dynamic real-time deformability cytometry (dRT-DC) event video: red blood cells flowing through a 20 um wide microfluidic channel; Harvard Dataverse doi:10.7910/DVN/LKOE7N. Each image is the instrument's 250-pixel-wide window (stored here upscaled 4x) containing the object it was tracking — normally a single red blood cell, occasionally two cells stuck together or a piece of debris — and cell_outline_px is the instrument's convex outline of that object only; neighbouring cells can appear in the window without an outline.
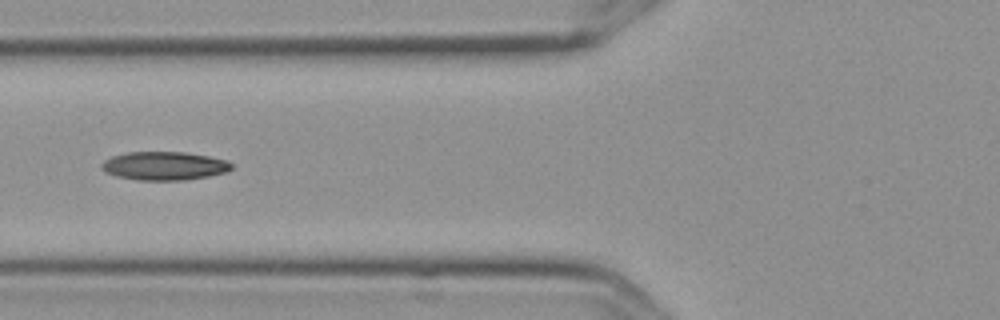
{"species": "Egyptian fruit bat (a non-hibernating species)", "species_latin": "Rousettus aegyptiacus", "temperature_condition": "cold", "stored_images_in_passage": 9, "camera_frame_rate_fps": 3000, "um_per_image_px": 0.085, "frame": {"image": 1, "passage_image": 6, "time_ms": 1.667, "image_size_px": [1000, 320], "cell_outline_px": [[232, 168], [228, 172], [208, 176], [184, 180], [136, 180], [116, 176], [100, 168], [100, 164], [104, 160], [112, 156], [128, 152], [184, 152], [208, 156], [228, 160], [232, 164]], "centroid_in_image_um": [13.97, 14.1], "position_along_channel_um": 111.8, "area_um2": 21.62}}
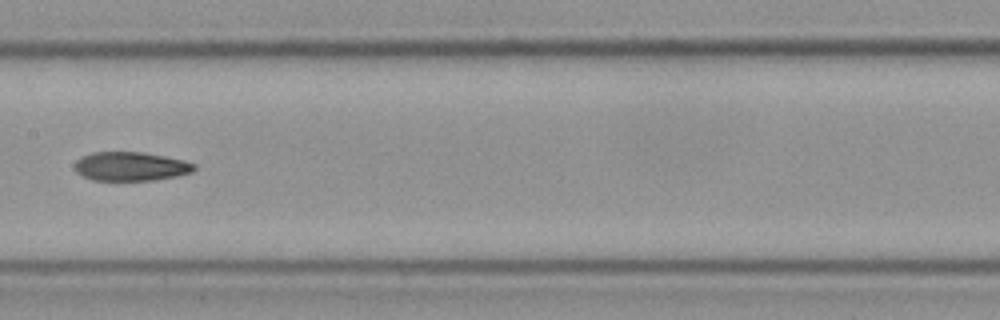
{"frame": {"image": 2, "passage_image": 8, "time_ms": 2.333, "image_size_px": [1000, 320], "cell_outline_px": [[196, 168], [192, 172], [176, 176], [152, 180], [92, 180], [76, 172], [76, 160], [80, 156], [92, 152], [140, 152], [164, 156], [184, 160], [196, 164]], "centroid_in_image_um": [11.11, 14.13], "position_along_channel_um": 196.3, "area_um2": 20.06}}
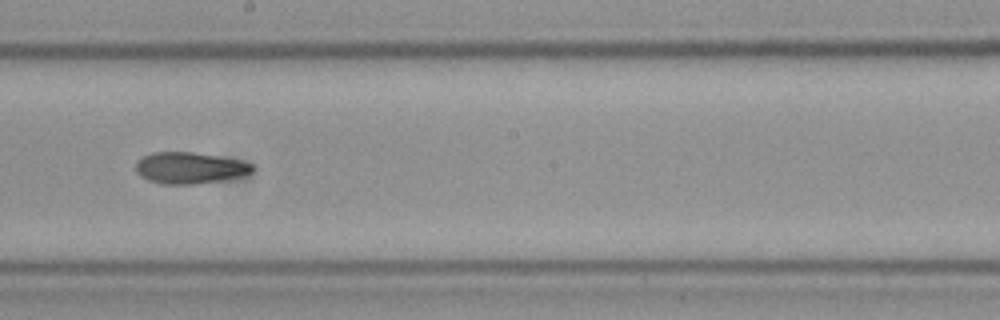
{"frame": {"image": 3, "passage_image": 9, "time_ms": 2.667, "image_size_px": [1000, 320], "cell_outline_px": [[252, 172], [244, 176], [220, 180], [192, 184], [164, 184], [148, 180], [140, 176], [136, 172], [136, 160], [152, 152], [192, 152], [240, 160], [252, 164]], "centroid_in_image_um": [16.09, 14.27], "position_along_channel_um": 232.1, "area_um2": 21.21}}